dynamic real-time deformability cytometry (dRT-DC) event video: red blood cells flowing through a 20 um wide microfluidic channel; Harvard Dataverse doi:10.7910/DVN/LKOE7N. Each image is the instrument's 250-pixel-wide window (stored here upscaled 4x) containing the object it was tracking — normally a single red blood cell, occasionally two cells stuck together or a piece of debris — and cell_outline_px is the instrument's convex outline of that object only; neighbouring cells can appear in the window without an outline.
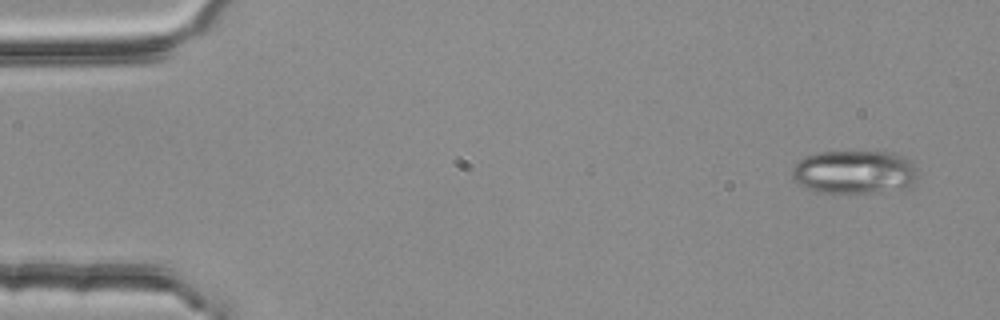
{"species": "common noctule bat (a hibernating species)", "species_latin": "Nyctalus noctula", "temperature_condition": "room temperature", "stored_images_in_passage": 4, "camera_frame_rate_fps": 3000, "um_per_image_px": 0.085, "animal": {"sex": "female", "body_mass_g": 25.1}, "frame": {"image": 1, "passage_image": 1, "time_ms": 0.0, "image_size_px": [1000, 320], "cell_outline_px": [[916, 180], [904, 192], [820, 192], [804, 188], [796, 184], [792, 180], [792, 168], [804, 156], [820, 152], [892, 152], [904, 156], [916, 168]], "centroid_in_image_um": [72.64, 14.65], "position_along_channel_um": 12.4, "area_um2": 32.31}}